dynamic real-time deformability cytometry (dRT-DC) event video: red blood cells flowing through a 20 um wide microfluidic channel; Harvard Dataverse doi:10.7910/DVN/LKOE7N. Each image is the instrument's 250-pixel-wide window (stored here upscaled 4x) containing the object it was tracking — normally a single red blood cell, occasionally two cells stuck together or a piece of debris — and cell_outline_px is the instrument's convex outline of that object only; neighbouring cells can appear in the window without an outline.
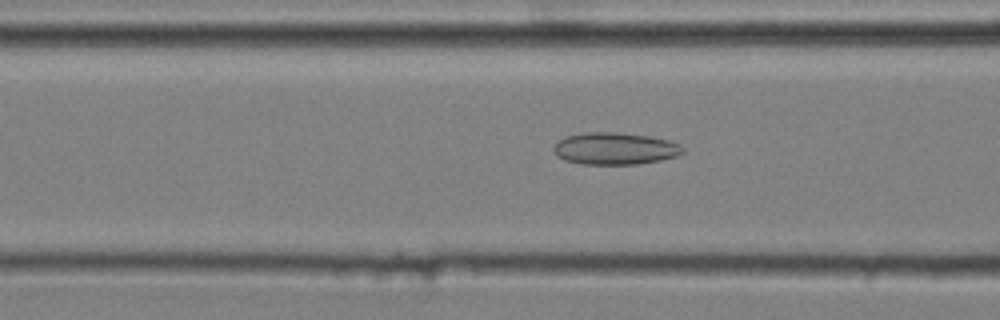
{"species": "common noctule bat (a hibernating species)", "species_latin": "Nyctalus noctula", "temperature_condition": "cold", "stored_images_in_passage": 50, "camera_frame_rate_fps": 3000, "um_per_image_px": 0.085, "animal": {"sex": "male", "body_mass_g": 20.4}, "frame": {"image": 1, "passage_image": 21, "time_ms": 6.667, "image_size_px": [1000, 320], "cell_outline_px": [[684, 152], [676, 156], [660, 160], [636, 164], [580, 164], [564, 160], [556, 156], [552, 148], [564, 136], [584, 132], [616, 132], [648, 136], [668, 140], [680, 144], [684, 148]], "centroid_in_image_um": [52.24, 12.62], "position_along_channel_um": 114.4, "area_um2": 24.22}}
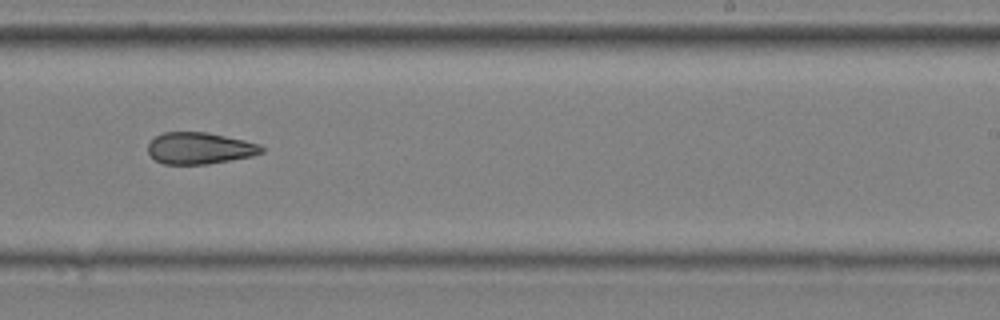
{"frame": {"image": 2, "passage_image": 34, "time_ms": 11.0, "image_size_px": [1000, 320], "cell_outline_px": [[264, 152], [252, 156], [204, 164], [164, 164], [156, 160], [148, 152], [148, 144], [156, 136], [164, 132], [208, 132], [244, 140], [260, 144], [264, 148]], "centroid_in_image_um": [16.98, 12.59], "position_along_channel_um": 272.0, "area_um2": 20.81}}
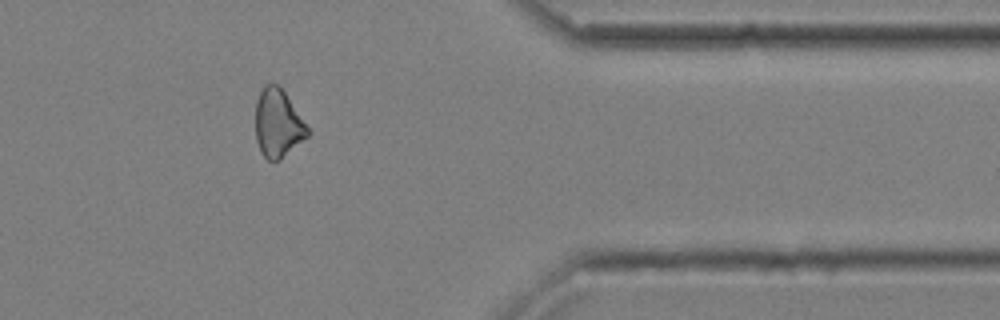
{"frame": {"image": 3, "passage_image": 45, "time_ms": 14.667, "image_size_px": [1000, 320], "cell_outline_px": [[312, 132], [308, 136], [280, 160], [268, 160], [260, 152], [256, 140], [256, 100], [264, 84], [276, 84], [284, 92]], "centroid_in_image_um": [23.62, 10.51], "position_along_channel_um": 387.8, "area_um2": 20.58}, "authors_computed_cell_mechanics": {"area_um2": 22.5998, "velocity_mm_per_s": 3.6404, "shape_relaxation_time_tau1_ms": null, "shape_relaxation_time_tau2_ms": 3.4846, "deformation_change_tau1": null, "deformation_change_tau2": 0.1161}}